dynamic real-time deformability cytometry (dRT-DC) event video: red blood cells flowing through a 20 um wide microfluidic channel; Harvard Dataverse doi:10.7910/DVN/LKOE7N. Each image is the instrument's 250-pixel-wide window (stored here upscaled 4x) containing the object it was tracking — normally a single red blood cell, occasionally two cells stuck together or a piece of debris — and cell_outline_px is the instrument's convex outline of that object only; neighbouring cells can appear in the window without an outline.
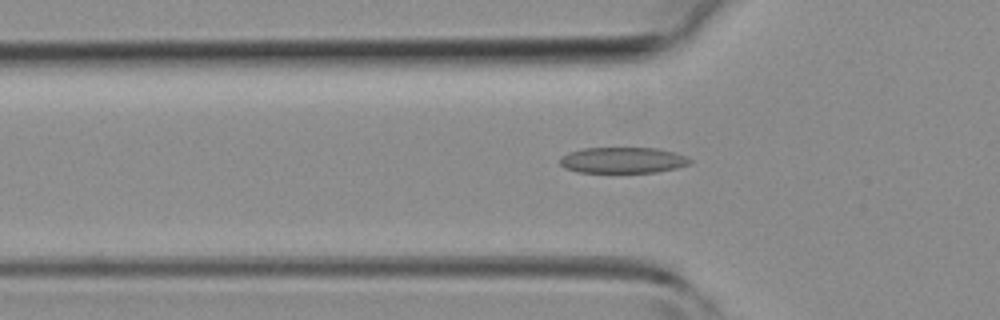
{"species": "common noctule bat (a hibernating species)", "species_latin": "Nyctalus noctula", "temperature_condition": "room temperature", "stored_images_in_passage": 32, "camera_frame_rate_fps": 3000, "um_per_image_px": 0.085, "animal": {"sex": "female", "body_mass_g": 19.3, "forearm_length_mm": 54.1}, "frame": {"image": 1, "passage_image": 2, "time_ms": 0.333, "image_size_px": [1000, 320], "cell_outline_px": [[692, 160], [688, 164], [676, 168], [656, 172], [576, 172], [564, 168], [560, 164], [560, 156], [568, 152], [584, 148], [656, 148], [676, 152], [688, 156]], "centroid_in_image_um": [52.93, 13.61], "position_along_channel_um": 72.9, "area_um2": 19.77}}
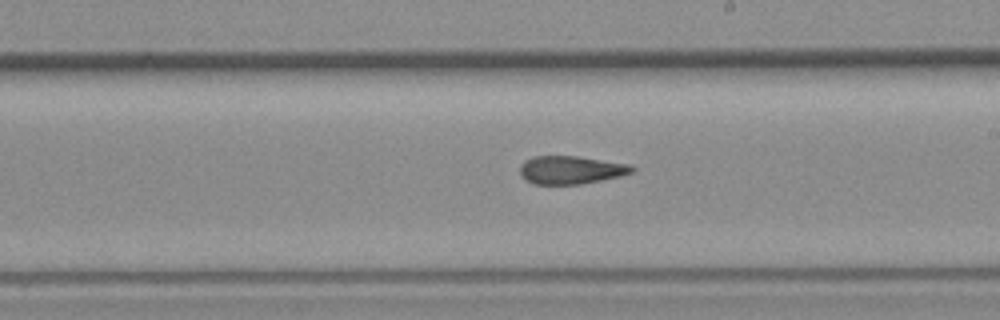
{"frame": {"image": 2, "passage_image": 13, "time_ms": 4.0, "image_size_px": [1000, 320], "cell_outline_px": [[636, 168], [632, 172], [620, 176], [580, 184], [532, 184], [520, 176], [520, 164], [524, 160], [532, 156], [576, 156], [632, 164]], "centroid_in_image_um": [48.5, 14.43], "position_along_channel_um": 240.5, "area_um2": 18.5}}
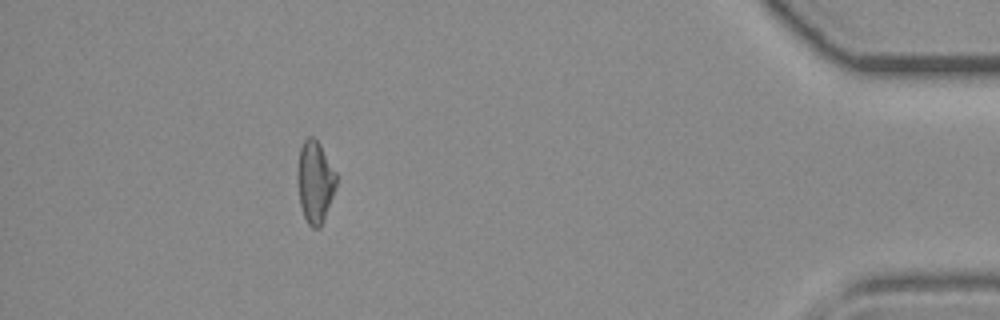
{"frame": {"image": 3, "passage_image": 28, "time_ms": 9.0, "image_size_px": [1000, 320], "cell_outline_px": [[336, 188], [320, 228], [312, 228], [308, 224], [304, 216], [300, 204], [296, 184], [296, 172], [300, 148], [304, 140], [308, 136], [312, 136], [320, 144], [336, 172]], "centroid_in_image_um": [26.75, 15.45], "position_along_channel_um": 408.5, "area_um2": 18.73}}